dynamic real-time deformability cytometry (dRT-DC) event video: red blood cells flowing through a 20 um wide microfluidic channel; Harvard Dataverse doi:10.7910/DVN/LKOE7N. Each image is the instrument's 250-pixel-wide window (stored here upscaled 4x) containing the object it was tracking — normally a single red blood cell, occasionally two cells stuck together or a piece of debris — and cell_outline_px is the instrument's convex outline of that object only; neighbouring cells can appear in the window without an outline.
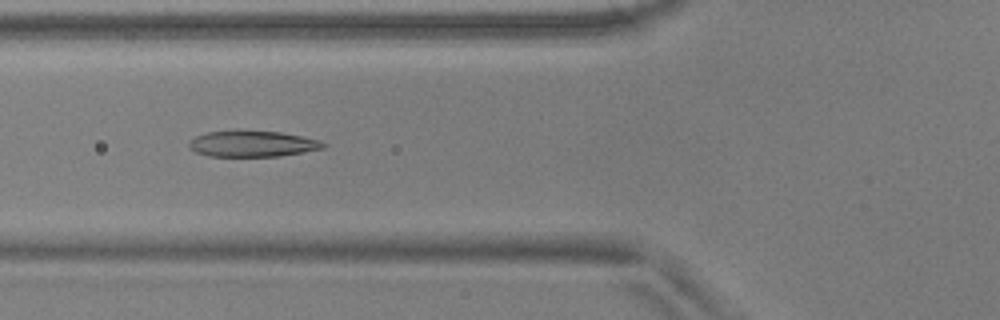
{"species": "common noctule bat (a hibernating species)", "species_latin": "Nyctalus noctula", "temperature_condition": "warm", "stored_images_in_passage": 54, "camera_frame_rate_fps": 3000, "um_per_image_px": 0.085, "animal": {"sex": "male", "body_mass_g": 17.9, "forearm_length_mm": 54.2}, "frame": {"image": 1, "passage_image": 21, "time_ms": 6.667, "image_size_px": [1000, 320], "cell_outline_px": [[328, 144], [324, 148], [304, 152], [280, 156], [208, 156], [196, 152], [188, 148], [188, 140], [196, 136], [208, 132], [236, 128], [280, 132], [320, 140]], "centroid_in_image_um": [21.41, 12.19], "position_along_channel_um": 104.4, "area_um2": 21.04}}
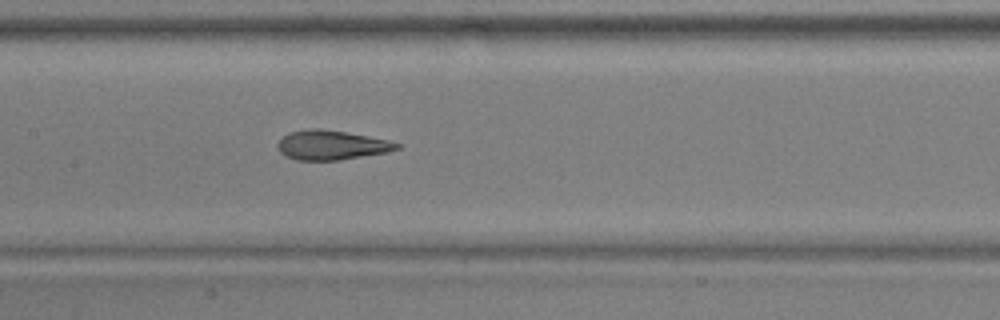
{"frame": {"image": 2, "passage_image": 27, "time_ms": 8.667, "image_size_px": [1000, 320], "cell_outline_px": [[400, 148], [384, 152], [340, 160], [296, 160], [280, 152], [276, 148], [276, 144], [288, 132], [308, 128], [320, 128], [368, 136], [388, 140], [400, 144]], "centroid_in_image_um": [28.12, 12.32], "position_along_channel_um": 179.3, "area_um2": 20.29}}
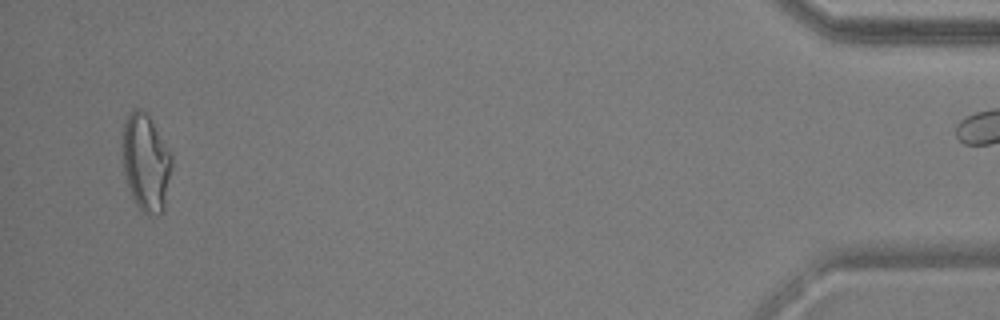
{"frame": {"image": 3, "passage_image": 53, "time_ms": 17.333, "image_size_px": [1000, 320], "cell_outline_px": [[172, 168], [164, 212], [156, 216], [148, 216], [136, 204], [132, 196], [124, 172], [124, 120], [128, 112], [136, 108], [140, 108], [148, 116], [172, 156]], "centroid_in_image_um": [12.43, 13.87], "position_along_channel_um": 422.8, "area_um2": 27.57}}